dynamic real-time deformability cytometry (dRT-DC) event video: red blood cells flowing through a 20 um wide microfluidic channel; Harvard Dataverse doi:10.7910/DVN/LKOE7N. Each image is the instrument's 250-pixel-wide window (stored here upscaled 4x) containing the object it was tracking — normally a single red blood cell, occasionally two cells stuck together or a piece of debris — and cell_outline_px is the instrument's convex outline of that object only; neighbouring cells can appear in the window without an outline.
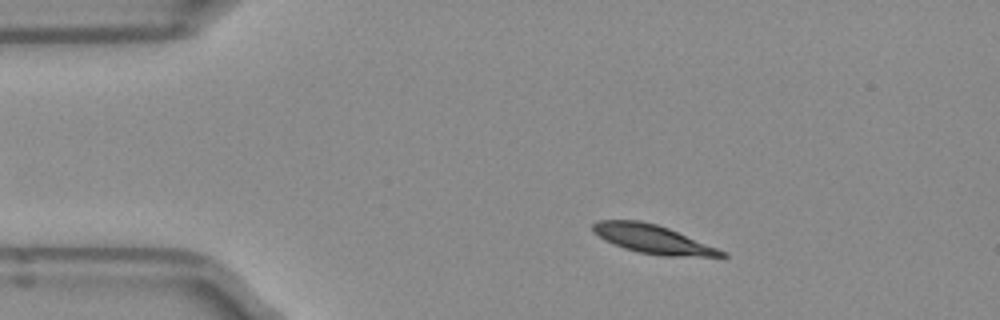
{"species": "Egyptian fruit bat (a non-hibernating species)", "species_latin": "Rousettus aegyptiacus", "temperature_condition": "room temperature", "stored_images_in_passage": 48, "camera_frame_rate_fps": 3000, "um_per_image_px": 0.085, "frame": {"image": 1, "passage_image": 6, "time_ms": 1.667, "image_size_px": [1000, 320], "cell_outline_px": [[728, 256], [664, 256], [640, 252], [624, 248], [604, 240], [592, 232], [592, 224], [596, 220], [640, 220], [656, 224], [668, 228], [728, 252]], "centroid_in_image_um": [55.45, 20.31], "position_along_channel_um": 29.5, "area_um2": 21.39}}
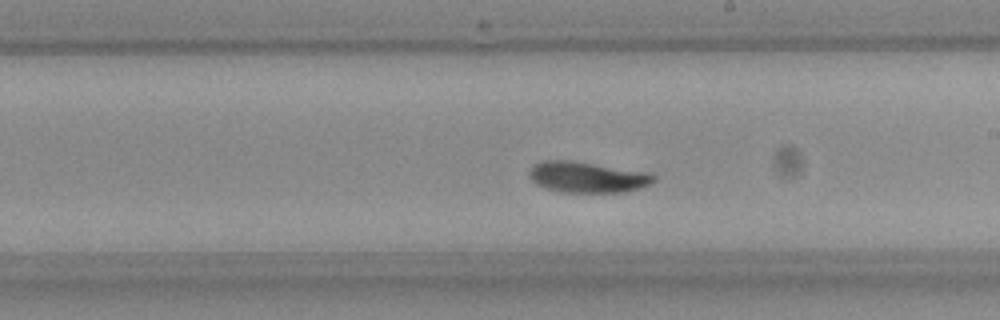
{"frame": {"image": 2, "passage_image": 26, "time_ms": 8.333, "image_size_px": [1000, 320], "cell_outline_px": [[656, 180], [652, 184], [640, 188], [624, 192], [560, 192], [544, 188], [536, 184], [528, 176], [528, 172], [532, 164], [540, 160], [572, 160], [652, 172], [656, 176]], "centroid_in_image_um": [49.93, 15.04], "position_along_channel_um": 239.1, "area_um2": 23.06}}
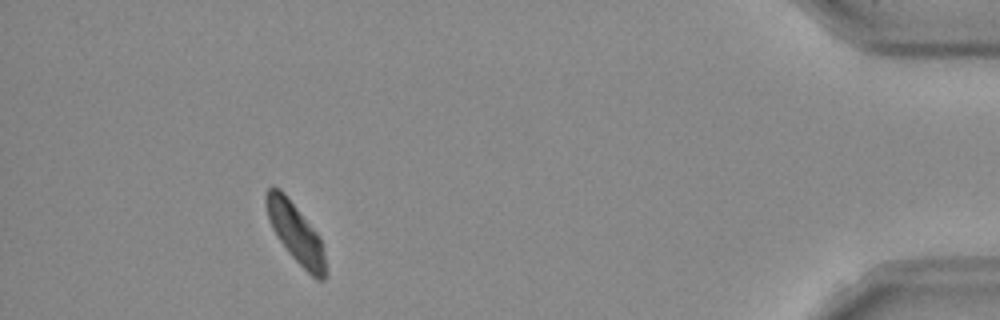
{"frame": {"image": 3, "passage_image": 44, "time_ms": 14.333, "image_size_px": [1000, 320], "cell_outline_px": [[328, 272], [324, 280], [316, 280], [288, 252], [276, 236], [268, 220], [264, 204], [264, 192], [268, 188], [280, 188], [284, 192], [320, 236], [324, 244]], "centroid_in_image_um": [25.15, 19.81], "position_along_channel_um": 410.1, "area_um2": 21.1}, "authors_computed_cell_mechanics": {"area_um2": 21.4727, "velocity_mm_per_s": 3.8897, "shape_relaxation_time_tau1_ms": 3.9864, "shape_relaxation_time_tau2_ms": 7.1335, "deformation_change_tau1": 0.1133, "deformation_change_tau2": 0.0815}}